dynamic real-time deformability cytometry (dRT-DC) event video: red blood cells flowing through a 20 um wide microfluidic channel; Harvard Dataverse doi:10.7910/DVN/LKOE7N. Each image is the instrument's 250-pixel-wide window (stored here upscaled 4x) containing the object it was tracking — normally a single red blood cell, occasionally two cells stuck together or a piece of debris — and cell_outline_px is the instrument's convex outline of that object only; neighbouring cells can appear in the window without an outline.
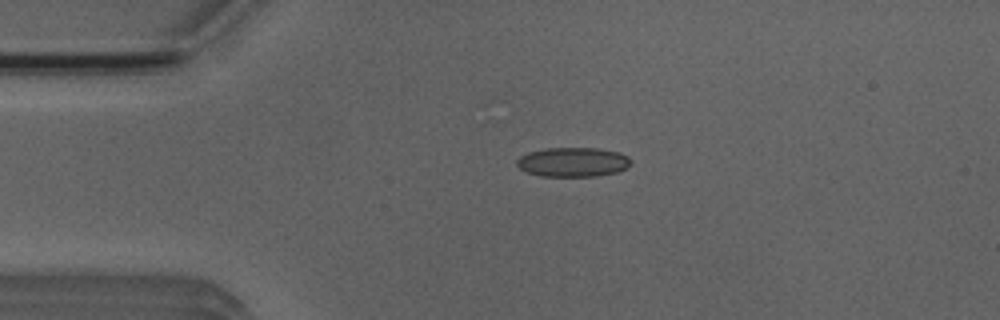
{"species": "Egyptian fruit bat (a non-hibernating species)", "species_latin": "Rousettus aegyptiacus", "temperature_condition": "room temperature", "stored_images_in_passage": 3, "camera_frame_rate_fps": 3000, "um_per_image_px": 0.085, "animal": {"sex": "male"}, "frame": {"image": 1, "passage_image": 1, "time_ms": 0.0, "image_size_px": [1000, 320], "cell_outline_px": [[632, 164], [616, 172], [596, 176], [540, 176], [528, 172], [520, 168], [516, 164], [516, 160], [520, 156], [528, 152], [548, 148], [596, 148], [620, 152], [628, 156], [632, 160]], "centroid_in_image_um": [48.71, 13.77], "position_along_channel_um": 36.3, "area_um2": 19.54}}